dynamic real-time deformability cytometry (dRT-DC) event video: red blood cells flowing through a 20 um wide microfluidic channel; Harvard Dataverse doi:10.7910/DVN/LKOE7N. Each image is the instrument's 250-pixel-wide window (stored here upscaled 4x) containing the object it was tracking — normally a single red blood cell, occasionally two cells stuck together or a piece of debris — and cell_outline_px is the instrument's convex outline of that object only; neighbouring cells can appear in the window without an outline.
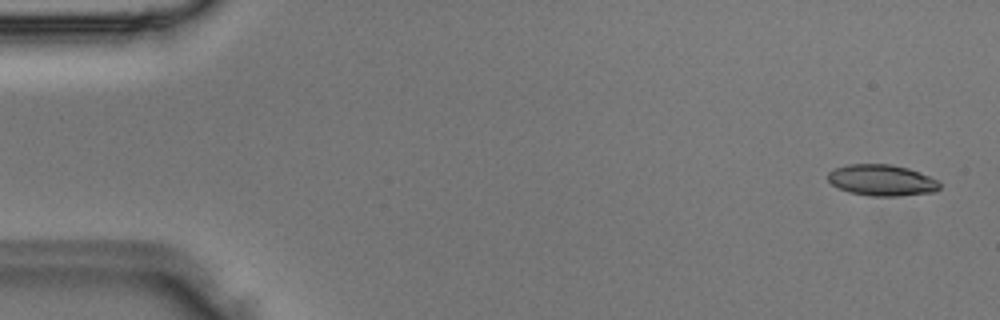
{"species": "Egyptian fruit bat (a non-hibernating species)", "species_latin": "Rousettus aegyptiacus", "temperature_condition": "room temperature", "stored_images_in_passage": 13, "camera_frame_rate_fps": 3000, "um_per_image_px": 0.085, "animal": {"sex": "male"}, "frame": {"image": 1, "passage_image": 1, "time_ms": 0.0, "image_size_px": [1000, 320], "cell_outline_px": [[940, 188], [936, 192], [896, 196], [872, 196], [848, 192], [832, 184], [828, 180], [828, 172], [836, 168], [848, 164], [892, 164], [908, 168], [920, 172], [940, 180]], "centroid_in_image_um": [75.0, 15.32], "position_along_channel_um": 10.0, "area_um2": 20.46}}
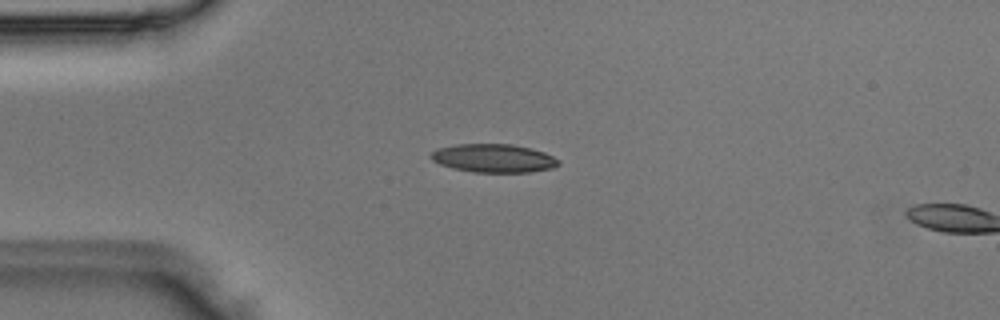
{"frame": {"image": 2, "passage_image": 11, "time_ms": 3.333, "image_size_px": [1000, 320], "cell_outline_px": [[560, 164], [552, 168], [528, 172], [472, 172], [452, 168], [440, 164], [432, 160], [428, 156], [436, 148], [456, 144], [512, 144], [532, 148], [544, 152], [560, 160]], "centroid_in_image_um": [41.93, 13.44], "position_along_channel_um": 43.1, "area_um2": 21.27}}